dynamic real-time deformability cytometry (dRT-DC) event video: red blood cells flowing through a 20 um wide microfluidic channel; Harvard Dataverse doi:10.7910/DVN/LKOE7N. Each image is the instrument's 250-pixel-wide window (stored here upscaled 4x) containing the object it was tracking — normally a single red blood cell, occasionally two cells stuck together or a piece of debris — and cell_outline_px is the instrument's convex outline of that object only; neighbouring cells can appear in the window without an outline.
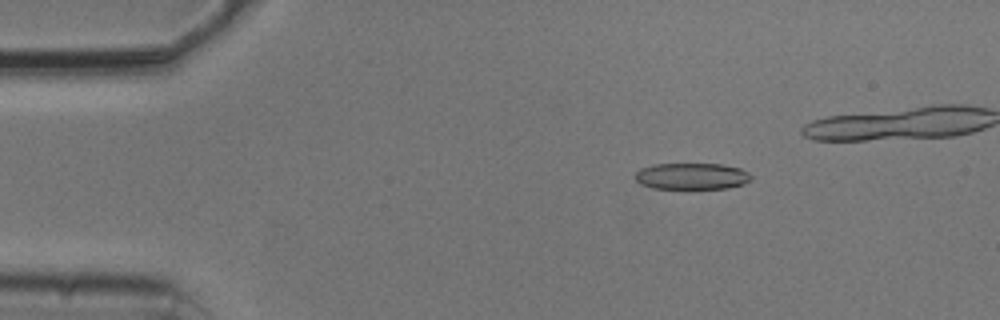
{"species": "common noctule bat (a hibernating species)", "species_latin": "Nyctalus noctula", "temperature_condition": "cold", "stored_images_in_passage": 44, "camera_frame_rate_fps": 3000, "um_per_image_px": 0.085, "animal": {"sex": "male", "body_mass_g": 20.5, "forearm_length_mm": 52.5}, "frame": {"image": 1, "passage_image": 9, "time_ms": 2.667, "image_size_px": [1000, 320], "cell_outline_px": [[752, 180], [744, 184], [728, 188], [652, 188], [640, 184], [636, 180], [636, 172], [640, 168], [652, 164], [720, 164], [740, 168], [748, 172], [752, 176]], "centroid_in_image_um": [58.81, 14.97], "position_along_channel_um": 26.2, "area_um2": 17.92}}
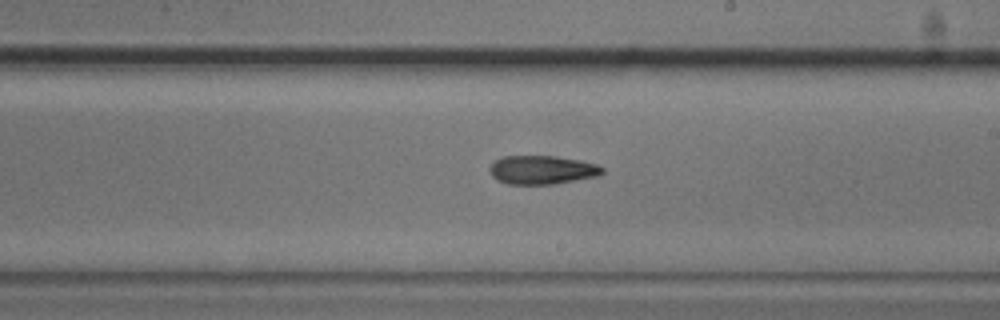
{"frame": {"image": 2, "passage_image": 31, "time_ms": 10.0, "image_size_px": [1000, 320], "cell_outline_px": [[604, 172], [600, 176], [552, 184], [508, 184], [496, 180], [492, 176], [488, 168], [492, 160], [504, 156], [556, 156], [580, 160], [596, 164], [604, 168]], "centroid_in_image_um": [46.05, 14.43], "position_along_channel_um": 243.0, "area_um2": 19.07}}
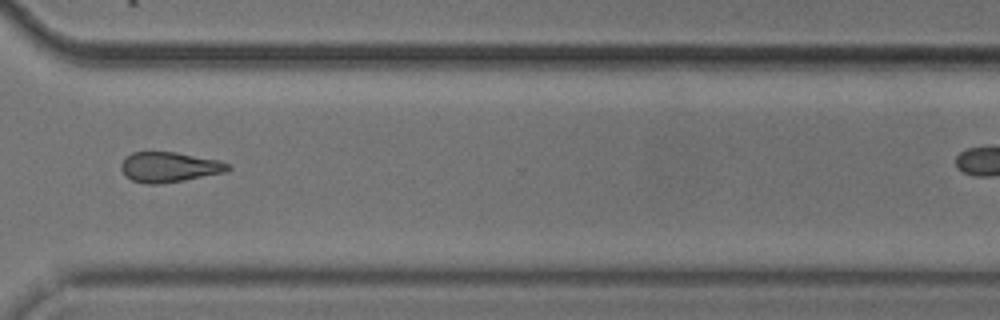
{"frame": {"image": 3, "passage_image": 40, "time_ms": 13.0, "image_size_px": [1000, 320], "cell_outline_px": [[232, 168], [224, 172], [184, 180], [156, 184], [148, 184], [132, 180], [120, 168], [120, 164], [124, 156], [132, 152], [176, 152], [220, 160], [228, 164]], "centroid_in_image_um": [14.37, 14.18], "position_along_channel_um": 356.2, "area_um2": 18.67}}